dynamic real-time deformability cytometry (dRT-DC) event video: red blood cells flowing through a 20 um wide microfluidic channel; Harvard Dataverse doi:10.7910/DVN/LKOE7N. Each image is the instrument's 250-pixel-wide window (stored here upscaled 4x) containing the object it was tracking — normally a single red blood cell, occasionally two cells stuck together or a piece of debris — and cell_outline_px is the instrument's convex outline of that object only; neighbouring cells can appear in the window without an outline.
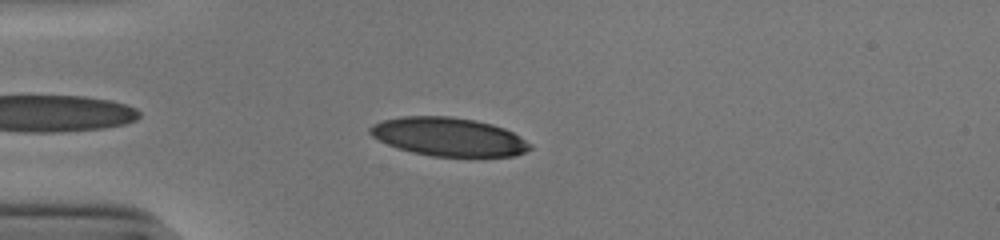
{"species": "human", "species_latin": "Homo sapiens", "temperature_condition": "cold", "stored_images_in_passage": 42, "camera_frame_rate_fps": 3000, "um_per_image_px": 0.085, "donor": {"sex": "male"}, "frame": {"image": 1, "passage_image": 4, "time_ms": 1.0, "image_size_px": [1000, 240], "cell_outline_px": [[532, 148], [516, 156], [432, 156], [412, 152], [396, 148], [372, 136], [368, 132], [368, 128], [372, 124], [384, 120], [400, 116], [452, 116], [476, 120], [492, 124], [504, 128], [520, 136], [532, 144]], "centroid_in_image_um": [38.13, 11.62], "position_along_channel_um": 46.9, "area_um2": 36.01}}
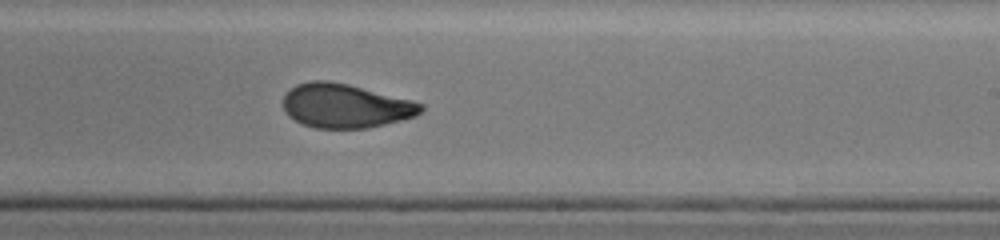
{"frame": {"image": 2, "passage_image": 22, "time_ms": 7.0, "image_size_px": [1000, 240], "cell_outline_px": [[424, 108], [416, 116], [368, 128], [316, 128], [304, 124], [288, 116], [284, 108], [284, 96], [296, 84], [308, 80], [328, 80], [348, 84], [412, 100], [424, 104]], "centroid_in_image_um": [29.37, 8.99], "position_along_channel_um": 259.6, "area_um2": 35.2}}
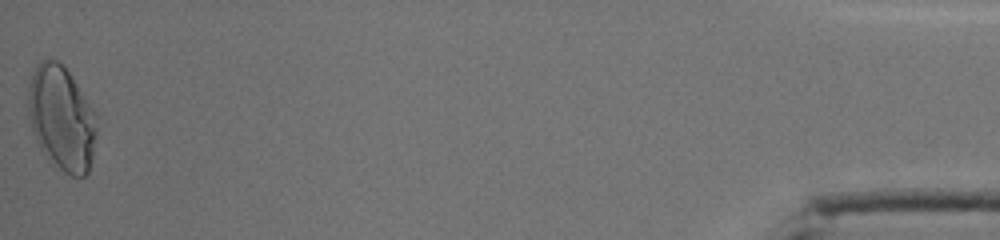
{"frame": {"image": 3, "passage_image": 42, "time_ms": 13.667, "image_size_px": [1000, 240], "cell_outline_px": [[96, 136], [92, 156], [88, 172], [84, 176], [72, 176], [64, 172], [48, 160], [40, 148], [32, 132], [28, 116], [28, 84], [32, 72], [36, 64], [40, 60], [56, 60], [68, 72], [96, 112]], "centroid_in_image_um": [5.21, 10.06], "position_along_channel_um": 430.0, "area_um2": 41.79}, "authors_computed_cell_mechanics": {"area_um2": 35.7204, "velocity_mm_per_s": 3.9178, "shape_relaxation_time_tau1_ms": null, "shape_relaxation_time_tau2_ms": 1.4206, "deformation_change_tau1": null, "deformation_change_tau2": 0.0746}}